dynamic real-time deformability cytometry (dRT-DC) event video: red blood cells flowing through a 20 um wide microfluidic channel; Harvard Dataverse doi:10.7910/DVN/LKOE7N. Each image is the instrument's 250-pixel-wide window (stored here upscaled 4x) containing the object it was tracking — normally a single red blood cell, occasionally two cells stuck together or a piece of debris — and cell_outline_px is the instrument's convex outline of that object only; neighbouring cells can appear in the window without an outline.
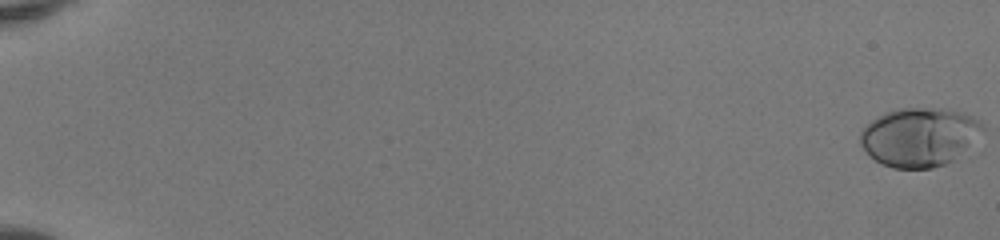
{"species": "human", "species_latin": "Homo sapiens", "temperature_condition": "room temperature", "stored_images_in_passage": 53, "camera_frame_rate_fps": 3000, "um_per_image_px": 0.085, "donor": {"sex": "female"}, "frame": {"image": 1, "passage_image": 1, "time_ms": 0.0, "image_size_px": [1000, 240], "cell_outline_px": [[984, 128], [952, 160], [944, 164], [932, 168], [892, 168], [880, 164], [860, 144], [860, 132], [876, 116], [884, 112], [900, 108], [944, 108], [964, 112], [980, 120], [984, 124]], "centroid_in_image_um": [78.11, 11.61], "position_along_channel_um": 6.9, "area_um2": 41.44}}
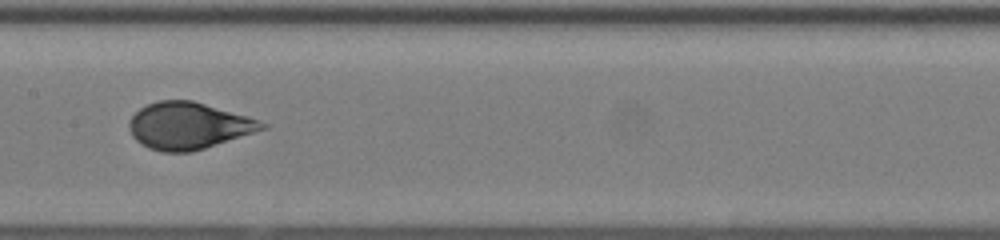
{"frame": {"image": 2, "passage_image": 30, "time_ms": 9.667, "image_size_px": [1000, 240], "cell_outline_px": [[268, 128], [192, 152], [160, 152], [148, 148], [136, 140], [132, 136], [128, 128], [128, 120], [140, 108], [148, 104], [160, 100], [192, 100], [248, 116], [260, 120], [268, 124]], "centroid_in_image_um": [16.01, 10.69], "position_along_channel_um": 191.4, "area_um2": 36.36}}
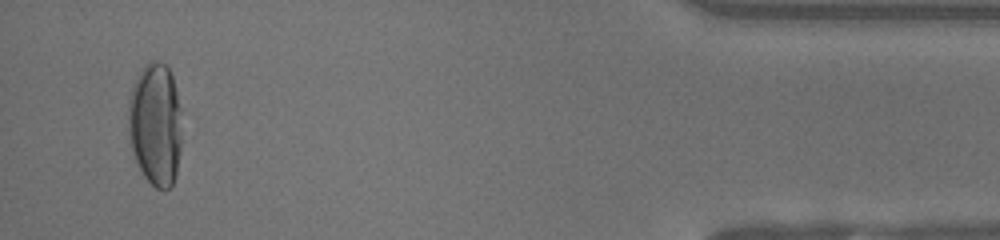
{"frame": {"image": 3, "passage_image": 51, "time_ms": 16.667, "image_size_px": [1000, 240], "cell_outline_px": [[180, 148], [176, 176], [172, 184], [168, 188], [156, 188], [144, 176], [136, 160], [132, 148], [128, 132], [128, 96], [144, 64], [148, 60], [156, 60], [168, 64], [172, 76], [180, 108]], "centroid_in_image_um": [13.2, 10.51], "position_along_channel_um": 422.0, "area_um2": 38.32}, "authors_computed_cell_mechanics": {"area_um2": 36.992, "velocity_mm_per_s": 4.1376, "shape_relaxation_time_tau1_ms": 5.6102, "shape_relaxation_time_tau2_ms": null, "deformation_change_tau1": 0.2277, "deformation_change_tau2": null}}